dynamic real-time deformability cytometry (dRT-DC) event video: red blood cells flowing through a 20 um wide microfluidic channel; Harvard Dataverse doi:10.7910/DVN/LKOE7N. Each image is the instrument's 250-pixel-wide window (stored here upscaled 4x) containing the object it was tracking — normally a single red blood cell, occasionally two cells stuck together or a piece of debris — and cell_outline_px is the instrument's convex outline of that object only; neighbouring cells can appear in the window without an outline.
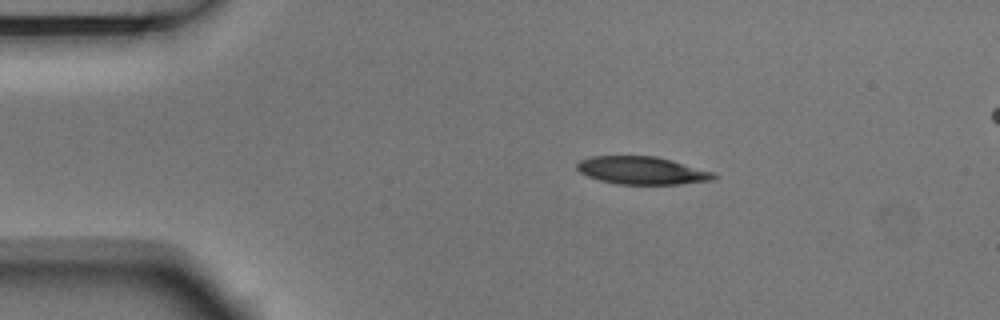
{"species": "Egyptian fruit bat (a non-hibernating species)", "species_latin": "Rousettus aegyptiacus", "temperature_condition": "room temperature", "stored_images_in_passage": 6, "camera_frame_rate_fps": 3000, "um_per_image_px": 0.085, "animal": {"sex": "male"}, "frame": {"image": 1, "passage_image": 2, "time_ms": 0.333, "image_size_px": [1000, 320], "cell_outline_px": [[720, 176], [716, 180], [680, 184], [616, 184], [600, 180], [588, 176], [580, 172], [576, 168], [576, 164], [580, 160], [592, 156], [656, 156], [672, 160], [716, 172]], "centroid_in_image_um": [54.64, 14.49], "position_along_channel_um": 30.4, "area_um2": 22.43}}
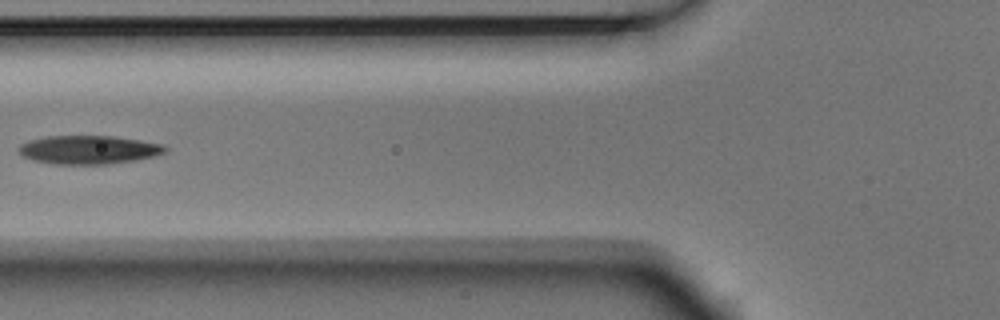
{"frame": {"image": 2, "passage_image": 5, "time_ms": 1.333, "image_size_px": [1000, 320], "cell_outline_px": [[168, 148], [164, 152], [156, 156], [136, 160], [108, 164], [52, 164], [32, 160], [20, 156], [16, 152], [16, 148], [20, 144], [32, 140], [48, 136], [116, 136], [164, 144]], "centroid_in_image_um": [7.51, 12.73], "position_along_channel_um": 118.3, "area_um2": 24.68}}
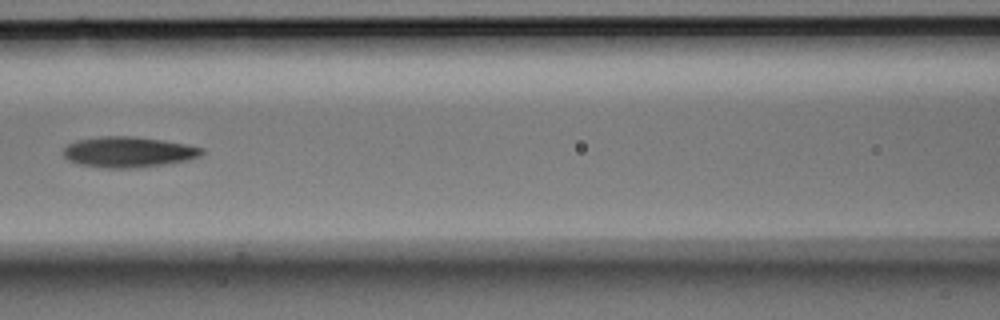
{"frame": {"image": 3, "passage_image": 6, "time_ms": 1.667, "image_size_px": [1000, 320], "cell_outline_px": [[204, 152], [200, 156], [192, 160], [136, 168], [104, 168], [80, 164], [68, 160], [64, 156], [64, 148], [68, 144], [76, 140], [100, 136], [132, 136], [160, 140], [184, 144], [204, 148]], "centroid_in_image_um": [10.92, 12.92], "position_along_channel_um": 155.7, "area_um2": 24.74}}